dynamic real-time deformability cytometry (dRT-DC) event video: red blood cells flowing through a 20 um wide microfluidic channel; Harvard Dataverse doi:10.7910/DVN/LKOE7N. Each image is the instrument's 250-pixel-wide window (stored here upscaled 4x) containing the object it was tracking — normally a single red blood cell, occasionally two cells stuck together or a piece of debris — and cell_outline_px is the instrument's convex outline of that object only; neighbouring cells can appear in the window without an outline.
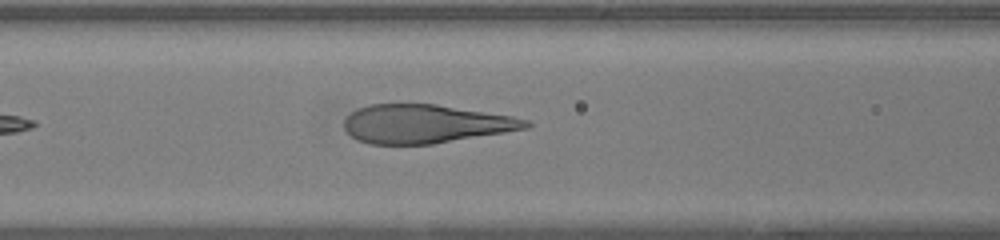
{"species": "human", "species_latin": "Homo sapiens", "temperature_condition": "warm", "stored_images_in_passage": 21, "camera_frame_rate_fps": 3000, "um_per_image_px": 0.085, "donor": {"sex": "female"}, "frame": {"image": 1, "passage_image": 5, "time_ms": 1.333, "image_size_px": [1000, 240], "cell_outline_px": [[532, 124], [528, 128], [432, 144], [368, 144], [356, 140], [344, 128], [344, 120], [356, 108], [368, 104], [436, 104], [512, 116], [528, 120]], "centroid_in_image_um": [36.13, 10.52], "position_along_channel_um": 130.5, "area_um2": 40.75}}
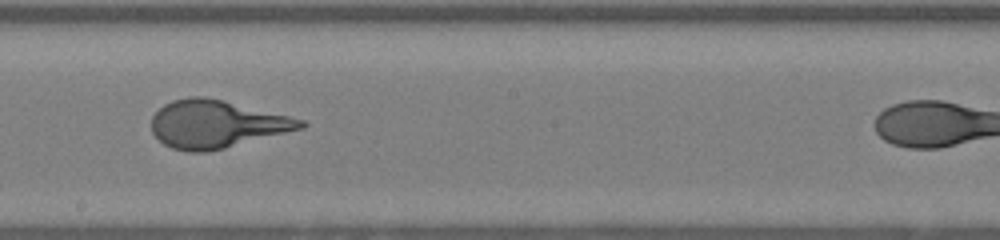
{"frame": {"image": 2, "passage_image": 12, "time_ms": 3.667, "image_size_px": [1000, 240], "cell_outline_px": [[308, 124], [304, 128], [224, 148], [204, 152], [188, 152], [172, 148], [164, 144], [152, 132], [152, 116], [164, 104], [172, 100], [192, 96], [204, 96], [224, 100], [304, 120]], "centroid_in_image_um": [18.39, 10.54], "position_along_channel_um": 229.8, "area_um2": 41.21}}
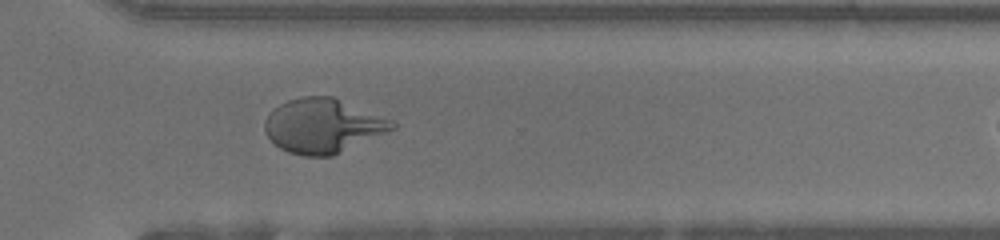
{"frame": {"image": 3, "passage_image": 20, "time_ms": 6.333, "image_size_px": [1000, 240], "cell_outline_px": [[396, 128], [332, 156], [304, 156], [288, 152], [280, 148], [264, 132], [264, 120], [280, 104], [288, 100], [304, 96], [332, 96], [392, 120], [396, 124]], "centroid_in_image_um": [27.44, 10.7], "position_along_channel_um": 343.2, "area_um2": 39.94}}